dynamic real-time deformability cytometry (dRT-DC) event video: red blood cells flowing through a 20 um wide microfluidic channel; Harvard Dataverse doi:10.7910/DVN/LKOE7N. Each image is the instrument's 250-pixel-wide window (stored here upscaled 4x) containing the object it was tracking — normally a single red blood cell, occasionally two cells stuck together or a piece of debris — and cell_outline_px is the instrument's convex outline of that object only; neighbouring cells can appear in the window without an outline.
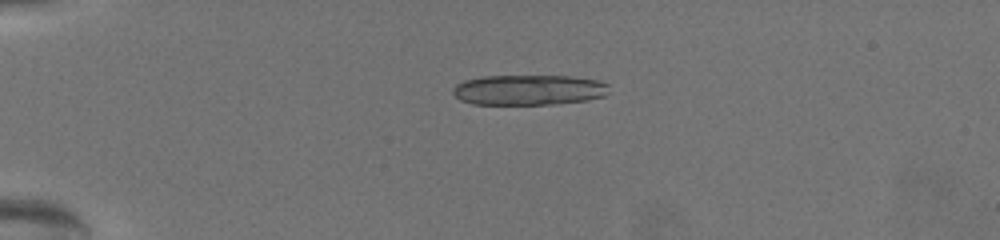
{"species": "common noctule bat (a hibernating species)", "species_latin": "Nyctalus noctula", "temperature_condition": "warm", "stored_images_in_passage": 8, "camera_frame_rate_fps": 3000, "um_per_image_px": 0.085, "animal": {"sex": "female", "body_mass_g": 19.5, "forearm_length_mm": 54.1}, "frame": {"image": 1, "passage_image": 1, "time_ms": 0.0, "image_size_px": [1000, 240], "cell_outline_px": [[608, 92], [604, 96], [588, 100], [552, 104], [472, 104], [460, 100], [452, 92], [452, 88], [456, 84], [464, 80], [484, 76], [568, 76], [600, 80], [608, 84]], "centroid_in_image_um": [44.94, 7.64], "position_along_channel_um": 40.1, "area_um2": 27.69}}